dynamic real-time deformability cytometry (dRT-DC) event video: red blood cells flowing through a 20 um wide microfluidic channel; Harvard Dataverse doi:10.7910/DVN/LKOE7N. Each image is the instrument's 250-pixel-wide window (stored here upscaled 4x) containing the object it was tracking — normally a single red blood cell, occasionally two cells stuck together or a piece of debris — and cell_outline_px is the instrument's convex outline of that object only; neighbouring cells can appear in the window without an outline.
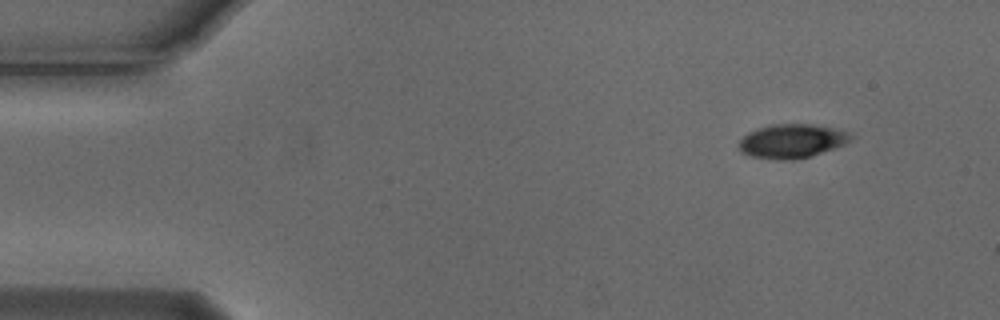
{"species": "Egyptian fruit bat (a non-hibernating species)", "species_latin": "Rousettus aegyptiacus", "temperature_condition": "cold", "stored_images_in_passage": 3, "camera_frame_rate_fps": 3000, "um_per_image_px": 0.085, "animal": {"sex": "male"}, "frame": {"image": 1, "passage_image": 1, "time_ms": 0.0, "image_size_px": [1000, 320], "cell_outline_px": [[852, 140], [844, 144], [808, 156], [792, 160], [780, 160], [752, 156], [744, 152], [740, 148], [740, 140], [748, 132], [756, 128], [772, 124], [808, 124], [832, 128], [848, 132], [852, 136]], "centroid_in_image_um": [67.29, 11.98], "position_along_channel_um": 17.7, "area_um2": 21.62}}